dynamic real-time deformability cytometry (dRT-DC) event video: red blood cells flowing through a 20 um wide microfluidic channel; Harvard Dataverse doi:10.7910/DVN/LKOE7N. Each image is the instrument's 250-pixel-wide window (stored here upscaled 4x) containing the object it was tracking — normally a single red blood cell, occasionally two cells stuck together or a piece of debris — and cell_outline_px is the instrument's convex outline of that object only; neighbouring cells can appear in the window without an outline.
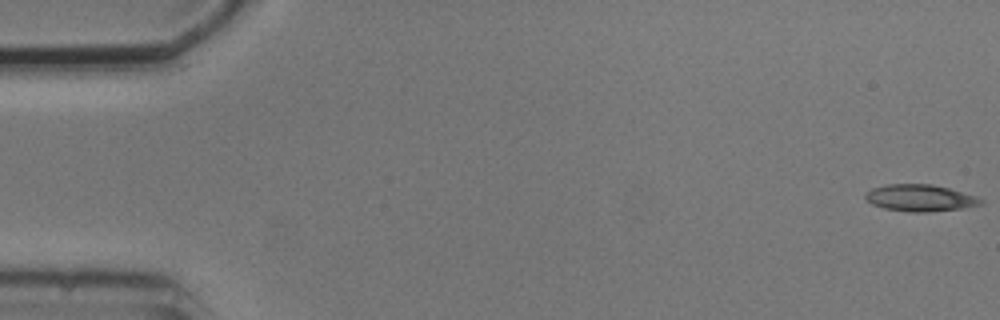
{"species": "common noctule bat (a hibernating species)", "species_latin": "Nyctalus noctula", "temperature_condition": "cold", "stored_images_in_passage": 6, "camera_frame_rate_fps": 3000, "um_per_image_px": 0.085, "animal": {"sex": "male", "body_mass_g": 20.5, "forearm_length_mm": 52.5}, "frame": {"image": 1, "passage_image": 1, "time_ms": 0.0, "image_size_px": [1000, 320], "cell_outline_px": [[984, 204], [964, 208], [928, 212], [908, 212], [884, 208], [872, 204], [864, 196], [864, 192], [872, 188], [888, 184], [932, 184], [948, 188], [976, 196], [984, 200]], "centroid_in_image_um": [78.22, 16.83], "position_along_channel_um": 6.8, "area_um2": 18.09}}
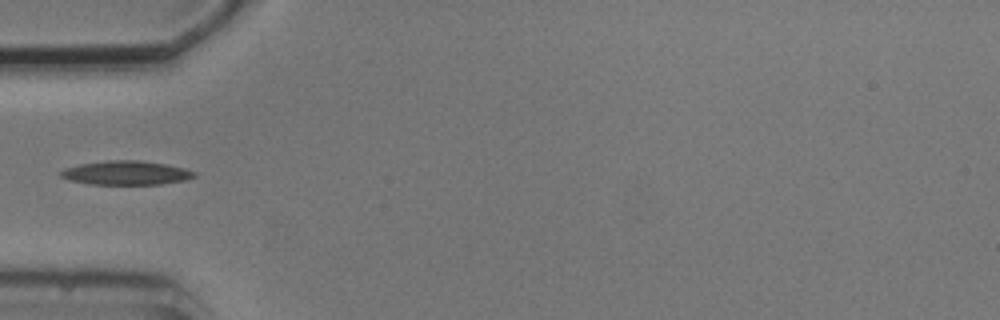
{"frame": {"image": 2, "passage_image": 5, "time_ms": 5.667, "image_size_px": [1000, 320], "cell_outline_px": [[196, 176], [188, 180], [160, 184], [88, 184], [68, 180], [60, 176], [56, 172], [64, 168], [80, 164], [104, 160], [140, 160], [164, 164], [184, 168], [196, 172]], "centroid_in_image_um": [10.68, 14.69], "position_along_channel_um": 74.3, "area_um2": 18.9}}
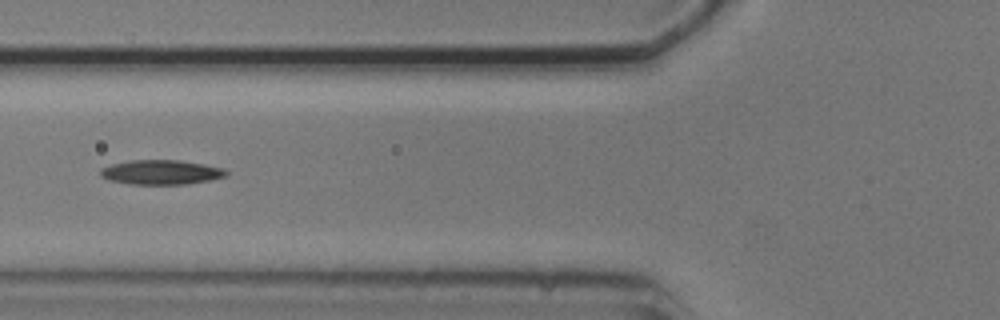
{"frame": {"image": 3, "passage_image": 6, "time_ms": 6.667, "image_size_px": [1000, 320], "cell_outline_px": [[228, 176], [212, 180], [188, 184], [128, 184], [108, 180], [100, 176], [100, 168], [112, 164], [128, 160], [180, 160], [204, 164], [224, 168], [228, 172]], "centroid_in_image_um": [13.71, 14.64], "position_along_channel_um": 112.1, "area_um2": 18.26}}